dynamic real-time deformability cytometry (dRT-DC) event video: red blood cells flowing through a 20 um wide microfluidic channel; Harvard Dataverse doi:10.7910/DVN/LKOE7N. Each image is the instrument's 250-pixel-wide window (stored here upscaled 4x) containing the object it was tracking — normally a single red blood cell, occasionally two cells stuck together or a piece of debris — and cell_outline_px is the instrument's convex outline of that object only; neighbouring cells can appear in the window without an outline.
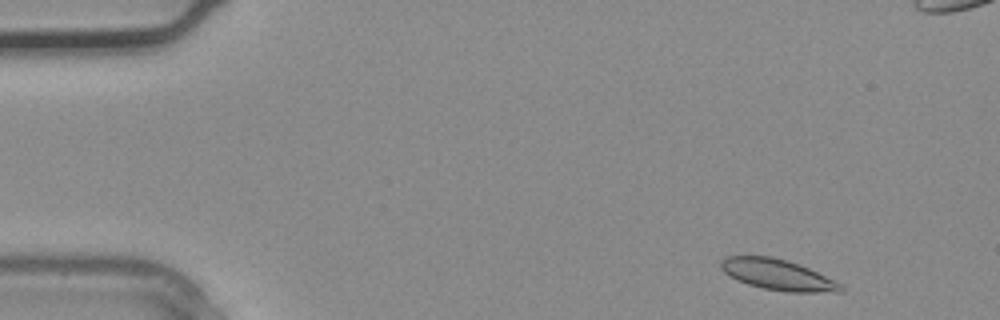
{"species": "common noctule bat (a hibernating species)", "species_latin": "Nyctalus noctula", "temperature_condition": "warm", "stored_images_in_passage": 2, "camera_frame_rate_fps": 3000, "um_per_image_px": 0.085, "animal": {"sex": "male", "body_mass_g": 20.4}, "frame": {"image": 1, "passage_image": 2, "time_ms": 0.333, "image_size_px": [1000, 320], "cell_outline_px": [[844, 292], [788, 292], [764, 288], [748, 284], [736, 280], [724, 272], [720, 268], [720, 260], [724, 256], [772, 256], [808, 268], [840, 284], [844, 288]], "centroid_in_image_um": [66.04, 23.35], "position_along_channel_um": 19.0, "area_um2": 21.21}}